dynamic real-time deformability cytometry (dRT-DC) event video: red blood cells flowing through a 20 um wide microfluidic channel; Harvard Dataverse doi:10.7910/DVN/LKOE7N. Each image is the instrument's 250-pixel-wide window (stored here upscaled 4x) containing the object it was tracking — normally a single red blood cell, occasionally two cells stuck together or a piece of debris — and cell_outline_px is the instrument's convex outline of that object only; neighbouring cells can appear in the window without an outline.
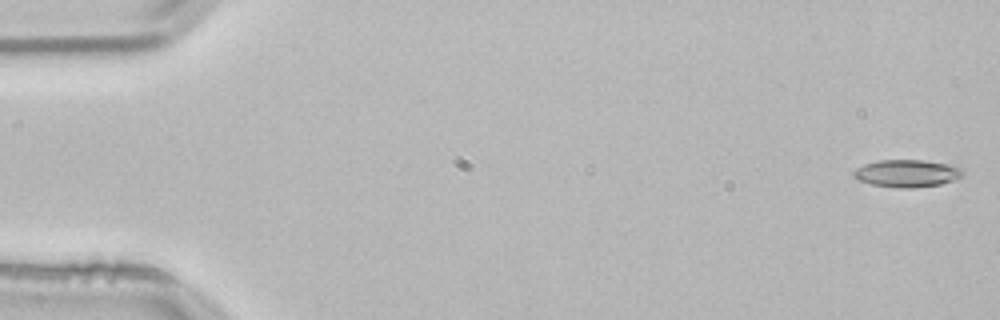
{"species": "common noctule bat (a hibernating species)", "species_latin": "Nyctalus noctula", "temperature_condition": "room temperature", "stored_images_in_passage": 53, "camera_frame_rate_fps": 3000, "um_per_image_px": 0.085, "animal": {"sex": "male", "body_mass_g": 21.5, "forearm_length_mm": 52.0}, "frame": {"image": 1, "passage_image": 1, "time_ms": 0.0, "image_size_px": [1000, 320], "cell_outline_px": [[964, 176], [940, 184], [912, 188], [896, 188], [872, 184], [860, 180], [852, 176], [852, 172], [856, 168], [864, 164], [876, 160], [920, 160], [944, 164], [964, 168]], "centroid_in_image_um": [77.07, 14.73], "position_along_channel_um": 7.9, "area_um2": 17.4}}
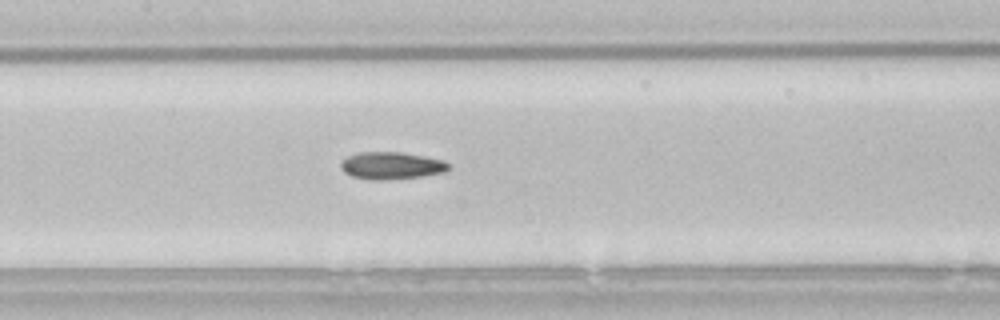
{"frame": {"image": 2, "passage_image": 25, "time_ms": 8.0, "image_size_px": [1000, 320], "cell_outline_px": [[448, 168], [444, 172], [420, 176], [384, 180], [372, 180], [352, 176], [344, 172], [340, 168], [340, 160], [356, 152], [400, 152], [424, 156], [444, 160], [448, 164]], "centroid_in_image_um": [33.2, 14.07], "position_along_channel_um": 174.2, "area_um2": 17.11}}
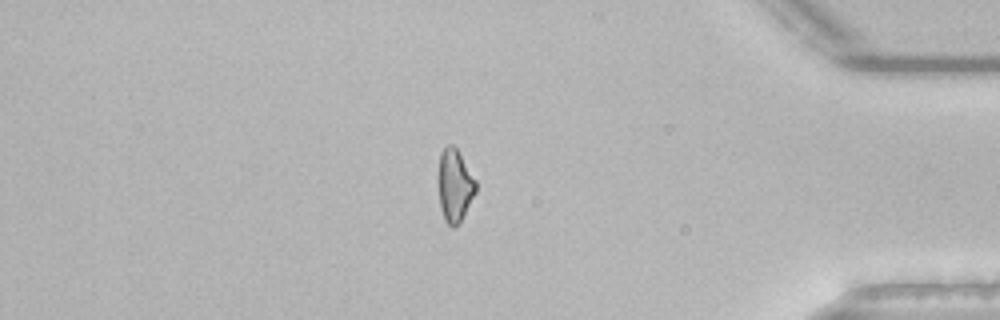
{"frame": {"image": 3, "passage_image": 45, "time_ms": 14.667, "image_size_px": [1000, 320], "cell_outline_px": [[476, 192], [460, 220], [452, 228], [444, 220], [440, 208], [440, 152], [448, 144], [452, 144], [456, 148], [476, 180]], "centroid_in_image_um": [38.67, 15.76], "position_along_channel_um": 396.5, "area_um2": 15.26}, "authors_computed_cell_mechanics": {"area_um2": 16.6464, "velocity_mm_per_s": 3.846, "shape_relaxation_time_tau1_ms": 8.2738, "shape_relaxation_time_tau2_ms": 5.0387, "deformation_change_tau1": 0.1708, "deformation_change_tau2": 0.1263}}